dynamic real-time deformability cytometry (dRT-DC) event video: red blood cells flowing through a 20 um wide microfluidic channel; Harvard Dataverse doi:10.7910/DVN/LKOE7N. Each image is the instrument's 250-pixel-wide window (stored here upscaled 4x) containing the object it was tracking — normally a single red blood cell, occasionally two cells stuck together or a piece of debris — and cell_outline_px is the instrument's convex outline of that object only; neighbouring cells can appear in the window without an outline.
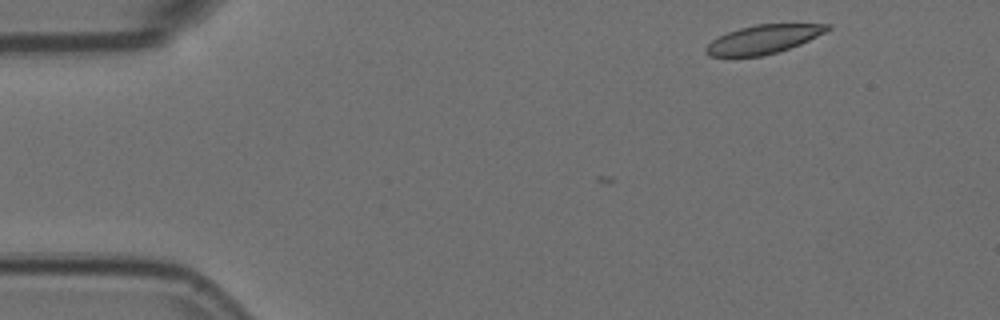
{"species": "Egyptian fruit bat (a non-hibernating species)", "species_latin": "Rousettus aegyptiacus", "temperature_condition": "room temperature", "stored_images_in_passage": 2, "camera_frame_rate_fps": 3000, "um_per_image_px": 0.085, "animal": {"sex": "female"}, "frame": {"image": 1, "passage_image": 1, "time_ms": 0.0, "image_size_px": [1000, 320], "cell_outline_px": [[832, 28], [800, 44], [776, 52], [760, 56], [708, 56], [704, 52], [704, 48], [712, 40], [728, 32], [740, 28], [756, 24], [832, 24]], "centroid_in_image_um": [64.86, 3.34], "position_along_channel_um": 20.1, "area_um2": 20.0}}